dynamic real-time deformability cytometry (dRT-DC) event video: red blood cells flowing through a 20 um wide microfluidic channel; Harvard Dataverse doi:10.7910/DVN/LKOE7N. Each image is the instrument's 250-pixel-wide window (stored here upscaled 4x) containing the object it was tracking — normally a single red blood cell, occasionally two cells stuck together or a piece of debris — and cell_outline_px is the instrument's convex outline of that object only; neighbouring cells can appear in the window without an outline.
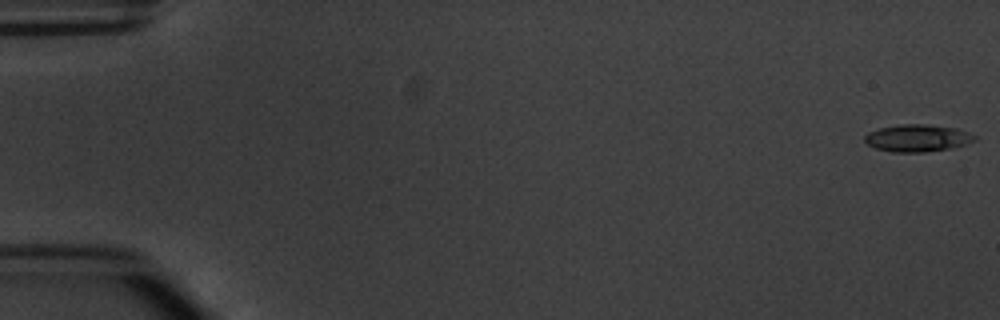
{"species": "common noctule bat (a hibernating species)", "species_latin": "Nyctalus noctula", "temperature_condition": "warm", "stored_images_in_passage": 6, "camera_frame_rate_fps": 3000, "um_per_image_px": 0.085, "animal": {"sex": "male", "body_mass_g": 20.1, "forearm_length_mm": 53.5}, "frame": {"image": 1, "passage_image": 1, "time_ms": 0.0, "image_size_px": [1000, 320], "cell_outline_px": [[976, 140], [964, 144], [948, 148], [924, 152], [892, 152], [876, 148], [868, 144], [864, 140], [864, 136], [868, 132], [880, 128], [900, 124], [928, 124], [956, 128], [968, 132], [976, 136]], "centroid_in_image_um": [77.96, 11.72], "position_along_channel_um": 7.0, "area_um2": 17.28}}
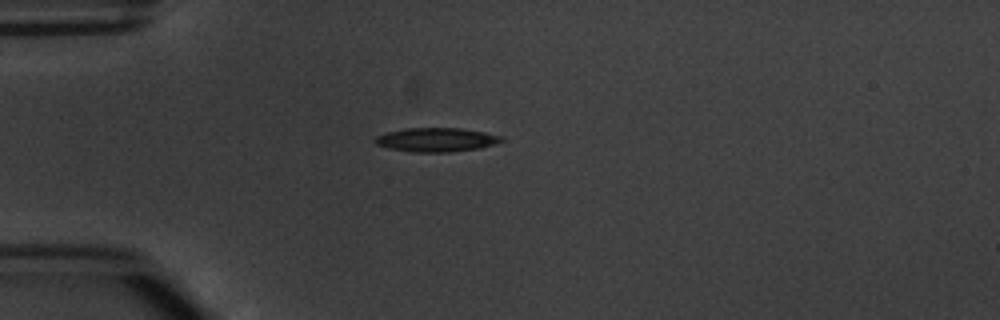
{"frame": {"image": 2, "passage_image": 5, "time_ms": 4.667, "image_size_px": [1000, 320], "cell_outline_px": [[504, 140], [480, 148], [448, 152], [412, 152], [388, 148], [376, 144], [372, 140], [376, 136], [388, 132], [408, 128], [460, 128], [484, 132], [504, 136]], "centroid_in_image_um": [37.08, 11.88], "position_along_channel_um": 47.9, "area_um2": 17.57}}